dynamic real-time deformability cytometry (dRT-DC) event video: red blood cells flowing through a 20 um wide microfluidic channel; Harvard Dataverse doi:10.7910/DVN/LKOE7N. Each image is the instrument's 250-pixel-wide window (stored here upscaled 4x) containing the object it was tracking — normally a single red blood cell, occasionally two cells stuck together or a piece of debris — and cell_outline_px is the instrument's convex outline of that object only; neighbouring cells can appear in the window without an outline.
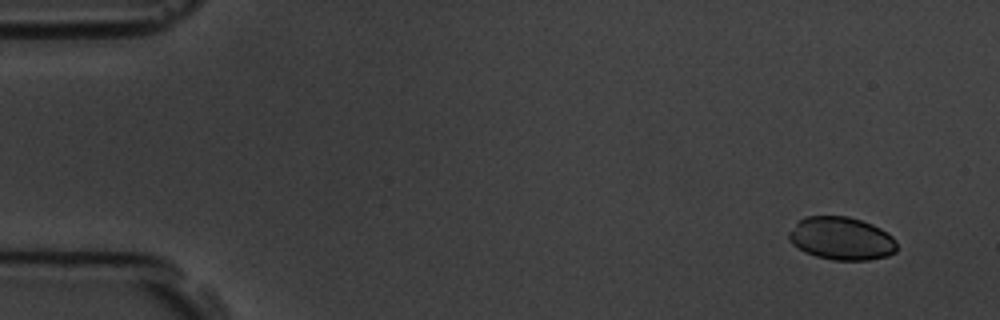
{"species": "common noctule bat (a hibernating species)", "species_latin": "Nyctalus noctula", "temperature_condition": "room temperature", "stored_images_in_passage": 4, "camera_frame_rate_fps": 3000, "um_per_image_px": 0.085, "animal": {"sex": "male", "body_mass_g": 19.5, "forearm_length_mm": 54.6}, "frame": {"image": 1, "passage_image": 1, "time_ms": 0.0, "image_size_px": [1000, 320], "cell_outline_px": [[896, 252], [888, 256], [868, 260], [832, 260], [816, 256], [804, 252], [792, 244], [788, 240], [788, 232], [804, 216], [848, 216], [872, 224], [888, 232], [896, 240]], "centroid_in_image_um": [71.52, 20.27], "position_along_channel_um": 13.5, "area_um2": 27.22}}
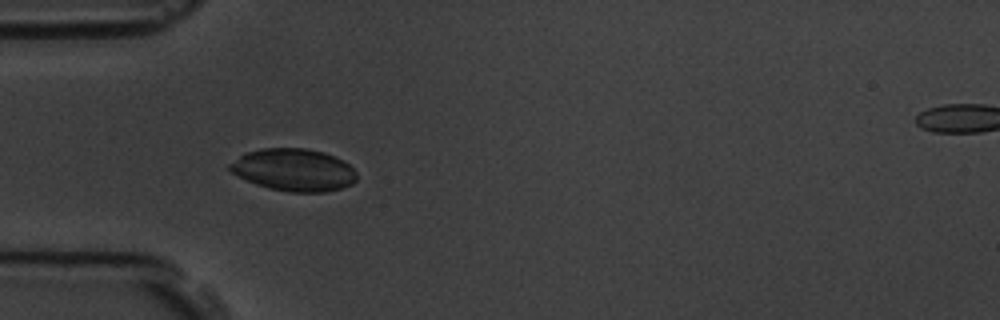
{"frame": {"image": 2, "passage_image": 4, "time_ms": 4.333, "image_size_px": [1000, 320], "cell_outline_px": [[356, 180], [352, 184], [340, 188], [324, 192], [288, 192], [268, 188], [256, 184], [232, 172], [228, 168], [228, 164], [240, 156], [248, 152], [264, 148], [304, 148], [324, 152], [344, 160], [356, 172]], "centroid_in_image_um": [24.99, 14.44], "position_along_channel_um": 60.0, "area_um2": 31.15}}